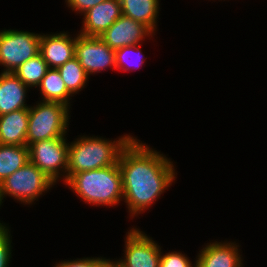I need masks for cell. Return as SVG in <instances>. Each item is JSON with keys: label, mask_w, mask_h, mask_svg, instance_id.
<instances>
[{"label": "cell", "mask_w": 267, "mask_h": 267, "mask_svg": "<svg viewBox=\"0 0 267 267\" xmlns=\"http://www.w3.org/2000/svg\"><path fill=\"white\" fill-rule=\"evenodd\" d=\"M27 87L13 72L0 73V115L19 109L30 108L27 105Z\"/></svg>", "instance_id": "obj_14"}, {"label": "cell", "mask_w": 267, "mask_h": 267, "mask_svg": "<svg viewBox=\"0 0 267 267\" xmlns=\"http://www.w3.org/2000/svg\"><path fill=\"white\" fill-rule=\"evenodd\" d=\"M8 226H4L0 230V267H9L11 262L12 236Z\"/></svg>", "instance_id": "obj_24"}, {"label": "cell", "mask_w": 267, "mask_h": 267, "mask_svg": "<svg viewBox=\"0 0 267 267\" xmlns=\"http://www.w3.org/2000/svg\"><path fill=\"white\" fill-rule=\"evenodd\" d=\"M40 101L60 102L70 107L71 97L57 68H49L40 83ZM43 96V97H42Z\"/></svg>", "instance_id": "obj_17"}, {"label": "cell", "mask_w": 267, "mask_h": 267, "mask_svg": "<svg viewBox=\"0 0 267 267\" xmlns=\"http://www.w3.org/2000/svg\"><path fill=\"white\" fill-rule=\"evenodd\" d=\"M76 36L61 31L55 34H41L39 53L49 68H58L75 57Z\"/></svg>", "instance_id": "obj_12"}, {"label": "cell", "mask_w": 267, "mask_h": 267, "mask_svg": "<svg viewBox=\"0 0 267 267\" xmlns=\"http://www.w3.org/2000/svg\"><path fill=\"white\" fill-rule=\"evenodd\" d=\"M141 44L125 46L115 50L116 70L130 72L144 64Z\"/></svg>", "instance_id": "obj_21"}, {"label": "cell", "mask_w": 267, "mask_h": 267, "mask_svg": "<svg viewBox=\"0 0 267 267\" xmlns=\"http://www.w3.org/2000/svg\"><path fill=\"white\" fill-rule=\"evenodd\" d=\"M49 69L46 61L39 53L35 57L30 58L21 66L13 71V73L27 86L37 87L40 85L42 78L45 76L46 71Z\"/></svg>", "instance_id": "obj_19"}, {"label": "cell", "mask_w": 267, "mask_h": 267, "mask_svg": "<svg viewBox=\"0 0 267 267\" xmlns=\"http://www.w3.org/2000/svg\"><path fill=\"white\" fill-rule=\"evenodd\" d=\"M118 165L122 174L123 201L132 218L148 210L177 178L170 158L137 137L121 151Z\"/></svg>", "instance_id": "obj_1"}, {"label": "cell", "mask_w": 267, "mask_h": 267, "mask_svg": "<svg viewBox=\"0 0 267 267\" xmlns=\"http://www.w3.org/2000/svg\"><path fill=\"white\" fill-rule=\"evenodd\" d=\"M70 107L60 102L39 101L29 108L26 145L66 136Z\"/></svg>", "instance_id": "obj_4"}, {"label": "cell", "mask_w": 267, "mask_h": 267, "mask_svg": "<svg viewBox=\"0 0 267 267\" xmlns=\"http://www.w3.org/2000/svg\"><path fill=\"white\" fill-rule=\"evenodd\" d=\"M53 186L55 183L29 161L0 183V204L9 196L21 204L30 205Z\"/></svg>", "instance_id": "obj_5"}, {"label": "cell", "mask_w": 267, "mask_h": 267, "mask_svg": "<svg viewBox=\"0 0 267 267\" xmlns=\"http://www.w3.org/2000/svg\"><path fill=\"white\" fill-rule=\"evenodd\" d=\"M106 267H118V266L111 261Z\"/></svg>", "instance_id": "obj_26"}, {"label": "cell", "mask_w": 267, "mask_h": 267, "mask_svg": "<svg viewBox=\"0 0 267 267\" xmlns=\"http://www.w3.org/2000/svg\"><path fill=\"white\" fill-rule=\"evenodd\" d=\"M103 1L105 0H65L71 10L75 11L77 14L81 13V15Z\"/></svg>", "instance_id": "obj_25"}, {"label": "cell", "mask_w": 267, "mask_h": 267, "mask_svg": "<svg viewBox=\"0 0 267 267\" xmlns=\"http://www.w3.org/2000/svg\"><path fill=\"white\" fill-rule=\"evenodd\" d=\"M121 15L120 0H105L83 14V26L78 33L85 36L99 37Z\"/></svg>", "instance_id": "obj_13"}, {"label": "cell", "mask_w": 267, "mask_h": 267, "mask_svg": "<svg viewBox=\"0 0 267 267\" xmlns=\"http://www.w3.org/2000/svg\"><path fill=\"white\" fill-rule=\"evenodd\" d=\"M112 260L106 257H84L67 261L56 262L53 267H106Z\"/></svg>", "instance_id": "obj_23"}, {"label": "cell", "mask_w": 267, "mask_h": 267, "mask_svg": "<svg viewBox=\"0 0 267 267\" xmlns=\"http://www.w3.org/2000/svg\"><path fill=\"white\" fill-rule=\"evenodd\" d=\"M0 207H1V204H0ZM2 221H0V230L4 227V226H6V224L3 222V223H1Z\"/></svg>", "instance_id": "obj_27"}, {"label": "cell", "mask_w": 267, "mask_h": 267, "mask_svg": "<svg viewBox=\"0 0 267 267\" xmlns=\"http://www.w3.org/2000/svg\"><path fill=\"white\" fill-rule=\"evenodd\" d=\"M41 33L4 29L0 31V66L2 72H13L39 54Z\"/></svg>", "instance_id": "obj_7"}, {"label": "cell", "mask_w": 267, "mask_h": 267, "mask_svg": "<svg viewBox=\"0 0 267 267\" xmlns=\"http://www.w3.org/2000/svg\"><path fill=\"white\" fill-rule=\"evenodd\" d=\"M28 162L27 145L0 144V183Z\"/></svg>", "instance_id": "obj_18"}, {"label": "cell", "mask_w": 267, "mask_h": 267, "mask_svg": "<svg viewBox=\"0 0 267 267\" xmlns=\"http://www.w3.org/2000/svg\"><path fill=\"white\" fill-rule=\"evenodd\" d=\"M154 33L144 24L136 22L130 17L121 15L99 37L113 50L125 46L139 45L147 37L153 38Z\"/></svg>", "instance_id": "obj_10"}, {"label": "cell", "mask_w": 267, "mask_h": 267, "mask_svg": "<svg viewBox=\"0 0 267 267\" xmlns=\"http://www.w3.org/2000/svg\"><path fill=\"white\" fill-rule=\"evenodd\" d=\"M133 138L130 134L118 140L80 135L69 142L67 180L75 173L116 165L121 151Z\"/></svg>", "instance_id": "obj_2"}, {"label": "cell", "mask_w": 267, "mask_h": 267, "mask_svg": "<svg viewBox=\"0 0 267 267\" xmlns=\"http://www.w3.org/2000/svg\"><path fill=\"white\" fill-rule=\"evenodd\" d=\"M153 238L138 228L126 232L124 258L112 262L118 267H159L161 248Z\"/></svg>", "instance_id": "obj_8"}, {"label": "cell", "mask_w": 267, "mask_h": 267, "mask_svg": "<svg viewBox=\"0 0 267 267\" xmlns=\"http://www.w3.org/2000/svg\"><path fill=\"white\" fill-rule=\"evenodd\" d=\"M75 58L87 75L100 73L111 67L116 69L115 50L111 49L100 37L77 34Z\"/></svg>", "instance_id": "obj_9"}, {"label": "cell", "mask_w": 267, "mask_h": 267, "mask_svg": "<svg viewBox=\"0 0 267 267\" xmlns=\"http://www.w3.org/2000/svg\"><path fill=\"white\" fill-rule=\"evenodd\" d=\"M196 256V267H243V258L236 242L207 243Z\"/></svg>", "instance_id": "obj_11"}, {"label": "cell", "mask_w": 267, "mask_h": 267, "mask_svg": "<svg viewBox=\"0 0 267 267\" xmlns=\"http://www.w3.org/2000/svg\"><path fill=\"white\" fill-rule=\"evenodd\" d=\"M64 184L80 200L92 206L114 207L123 200L122 174L118 163L75 173Z\"/></svg>", "instance_id": "obj_3"}, {"label": "cell", "mask_w": 267, "mask_h": 267, "mask_svg": "<svg viewBox=\"0 0 267 267\" xmlns=\"http://www.w3.org/2000/svg\"><path fill=\"white\" fill-rule=\"evenodd\" d=\"M57 69L61 74L68 92L73 97L79 91L83 90L87 82H89V76L75 57Z\"/></svg>", "instance_id": "obj_20"}, {"label": "cell", "mask_w": 267, "mask_h": 267, "mask_svg": "<svg viewBox=\"0 0 267 267\" xmlns=\"http://www.w3.org/2000/svg\"><path fill=\"white\" fill-rule=\"evenodd\" d=\"M160 0H120L122 15L146 25L155 35Z\"/></svg>", "instance_id": "obj_16"}, {"label": "cell", "mask_w": 267, "mask_h": 267, "mask_svg": "<svg viewBox=\"0 0 267 267\" xmlns=\"http://www.w3.org/2000/svg\"><path fill=\"white\" fill-rule=\"evenodd\" d=\"M29 108L0 115V144L26 145Z\"/></svg>", "instance_id": "obj_15"}, {"label": "cell", "mask_w": 267, "mask_h": 267, "mask_svg": "<svg viewBox=\"0 0 267 267\" xmlns=\"http://www.w3.org/2000/svg\"><path fill=\"white\" fill-rule=\"evenodd\" d=\"M68 146L66 136L36 141L28 146L29 161L55 184L60 178L65 183L68 169Z\"/></svg>", "instance_id": "obj_6"}, {"label": "cell", "mask_w": 267, "mask_h": 267, "mask_svg": "<svg viewBox=\"0 0 267 267\" xmlns=\"http://www.w3.org/2000/svg\"><path fill=\"white\" fill-rule=\"evenodd\" d=\"M161 251L159 267H196V263L191 262L187 255L181 251H173L163 254Z\"/></svg>", "instance_id": "obj_22"}]
</instances>
